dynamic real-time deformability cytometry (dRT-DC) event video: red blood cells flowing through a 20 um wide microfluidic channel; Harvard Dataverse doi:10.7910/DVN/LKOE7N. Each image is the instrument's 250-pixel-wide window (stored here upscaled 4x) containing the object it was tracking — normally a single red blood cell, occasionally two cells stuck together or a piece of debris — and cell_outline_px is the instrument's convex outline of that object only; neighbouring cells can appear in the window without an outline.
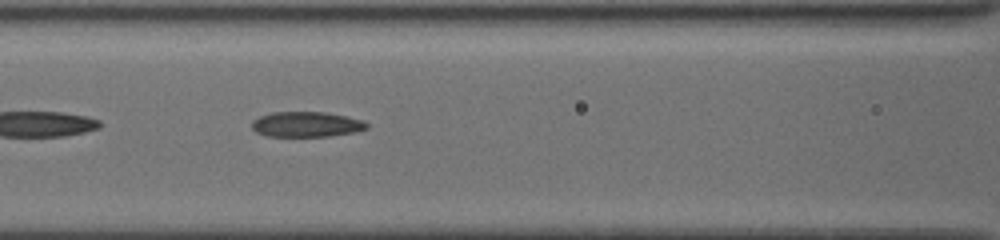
{"species": "common noctule bat (a hibernating species)", "species_latin": "Nyctalus noctula", "temperature_condition": "cold", "stored_images_in_passage": 19, "camera_frame_rate_fps": 3000, "um_per_image_px": 0.085, "animal": {"sex": "female", "body_mass_g": 19.5, "forearm_length_mm": 54.1}, "frame": {"image": 1, "passage_image": 14, "time_ms": 5.0, "image_size_px": [1000, 240], "cell_outline_px": [[368, 128], [356, 132], [328, 136], [268, 136], [256, 132], [252, 128], [252, 120], [260, 116], [272, 112], [324, 112], [364, 120], [368, 124]], "centroid_in_image_um": [26.05, 10.57], "position_along_channel_um": 140.6, "area_um2": 16.88}}